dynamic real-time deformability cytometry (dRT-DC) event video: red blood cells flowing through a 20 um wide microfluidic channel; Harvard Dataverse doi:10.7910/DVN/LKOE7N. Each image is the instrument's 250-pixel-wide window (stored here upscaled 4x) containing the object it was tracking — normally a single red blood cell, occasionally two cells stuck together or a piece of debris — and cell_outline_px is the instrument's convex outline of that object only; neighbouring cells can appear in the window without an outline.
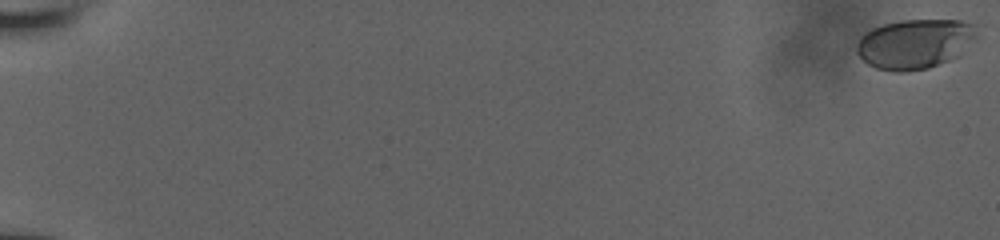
{"species": "human", "species_latin": "Homo sapiens", "temperature_condition": "room temperature", "stored_images_in_passage": 91, "camera_frame_rate_fps": 3000, "um_per_image_px": 0.085, "donor": {"sex": "male"}, "frame": {"image": 1, "passage_image": 1, "time_ms": 0.0, "image_size_px": [1000, 240], "cell_outline_px": [[976, 36], [960, 56], [928, 68], [900, 72], [896, 72], [876, 68], [868, 64], [856, 52], [856, 44], [860, 36], [872, 28], [884, 24], [900, 20], [960, 20], [976, 24]], "centroid_in_image_um": [77.76, 3.72], "position_along_channel_um": 7.2, "area_um2": 34.91}}
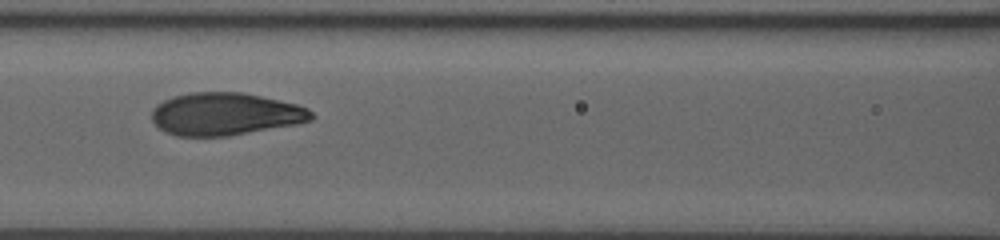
{"frame": {"image": 2, "passage_image": 57, "time_ms": 9.667, "image_size_px": [1000, 240], "cell_outline_px": [[316, 116], [312, 120], [296, 124], [228, 136], [176, 136], [160, 128], [152, 120], [152, 108], [156, 104], [172, 96], [188, 92], [244, 92], [296, 104], [308, 108]], "centroid_in_image_um": [19.15, 9.68], "position_along_channel_um": 147.5, "area_um2": 39.71}}
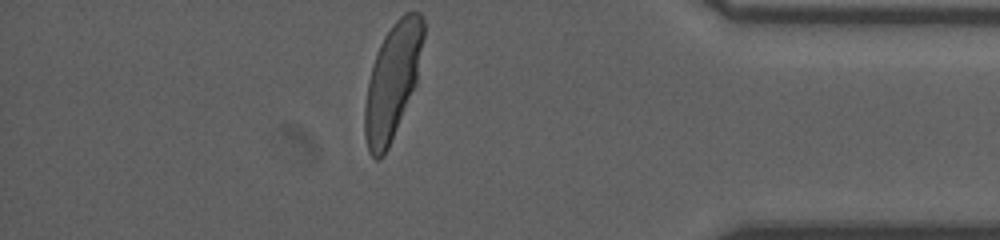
{"frame": {"image": 3, "passage_image": 91, "time_ms": 17.0, "image_size_px": [1000, 240], "cell_outline_px": [[424, 36], [416, 84], [388, 148], [384, 156], [380, 160], [376, 160], [368, 152], [364, 136], [364, 104], [368, 80], [372, 64], [376, 52], [384, 36], [392, 24], [404, 12], [420, 12], [424, 16]], "centroid_in_image_um": [33.34, 6.9], "position_along_channel_um": 401.9, "area_um2": 39.65}, "authors_computed_cell_mechanics": {"area_um2": 37.9746, "velocity_mm_per_s": 3.8472, "shape_relaxation_time_tau1_ms": 3.239, "shape_relaxation_time_tau2_ms": null, "deformation_change_tau1": 0.1833, "deformation_change_tau2": null}}